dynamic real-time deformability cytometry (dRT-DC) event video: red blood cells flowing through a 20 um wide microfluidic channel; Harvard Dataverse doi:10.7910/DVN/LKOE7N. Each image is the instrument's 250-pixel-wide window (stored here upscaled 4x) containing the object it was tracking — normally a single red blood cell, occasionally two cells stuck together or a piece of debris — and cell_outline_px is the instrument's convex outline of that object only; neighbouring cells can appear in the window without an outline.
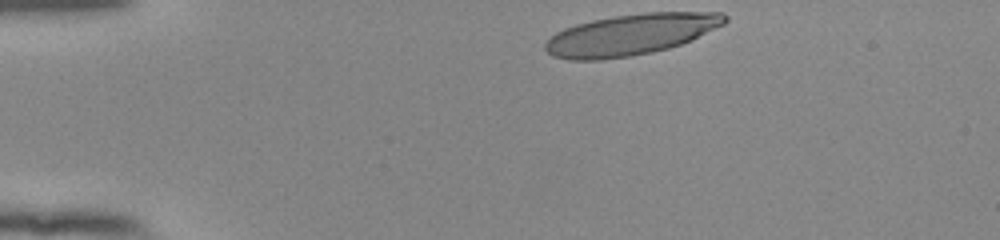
{"species": "human", "species_latin": "Homo sapiens", "temperature_condition": "room temperature", "stored_images_in_passage": 36, "camera_frame_rate_fps": 3000, "um_per_image_px": 0.085, "donor": {"sex": "female"}, "frame": {"image": 1, "passage_image": 1, "time_ms": 0.0, "image_size_px": [1000, 240], "cell_outline_px": [[728, 20], [724, 24], [692, 40], [668, 48], [652, 52], [628, 56], [600, 60], [568, 60], [552, 56], [544, 48], [544, 44], [556, 32], [564, 28], [576, 24], [592, 20], [616, 16], [644, 12], [724, 12], [728, 16]], "centroid_in_image_um": [53.63, 2.93], "position_along_channel_um": 31.4, "area_um2": 43.0}}
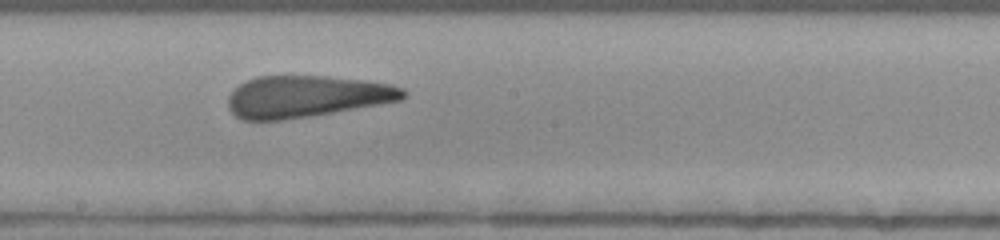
{"frame": {"image": 2, "passage_image": 21, "time_ms": 6.667, "image_size_px": [1000, 240], "cell_outline_px": [[408, 96], [400, 100], [312, 116], [280, 120], [244, 120], [236, 116], [228, 108], [228, 96], [240, 84], [256, 76], [328, 76], [392, 84], [404, 88], [408, 92]], "centroid_in_image_um": [26.06, 8.2], "position_along_channel_um": 222.1, "area_um2": 42.48}}
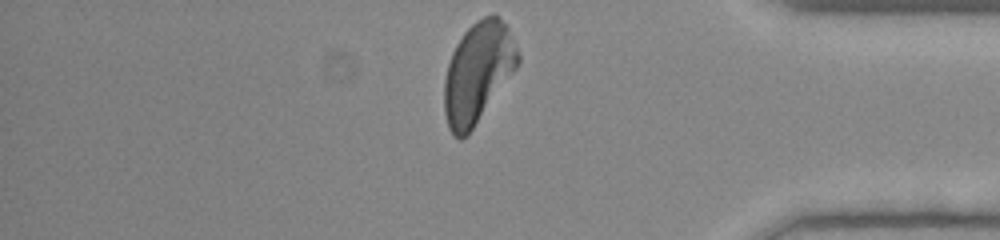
{"frame": {"image": 3, "passage_image": 36, "time_ms": 11.667, "image_size_px": [1000, 240], "cell_outline_px": [[520, 60], [516, 68], [468, 136], [460, 140], [452, 136], [448, 128], [444, 112], [444, 80], [448, 64], [452, 52], [456, 44], [464, 32], [476, 20], [484, 16], [496, 16], [508, 28], [520, 52]], "centroid_in_image_um": [40.6, 6.21], "position_along_channel_um": 394.6, "area_um2": 43.06}, "authors_computed_cell_mechanics": {"area_um2": 43.4656, "velocity_mm_per_s": 3.8733, "shape_relaxation_time_tau1_ms": 4.8164, "shape_relaxation_time_tau2_ms": 1.1742, "deformation_change_tau1": 0.22, "deformation_change_tau2": 0.1208}}